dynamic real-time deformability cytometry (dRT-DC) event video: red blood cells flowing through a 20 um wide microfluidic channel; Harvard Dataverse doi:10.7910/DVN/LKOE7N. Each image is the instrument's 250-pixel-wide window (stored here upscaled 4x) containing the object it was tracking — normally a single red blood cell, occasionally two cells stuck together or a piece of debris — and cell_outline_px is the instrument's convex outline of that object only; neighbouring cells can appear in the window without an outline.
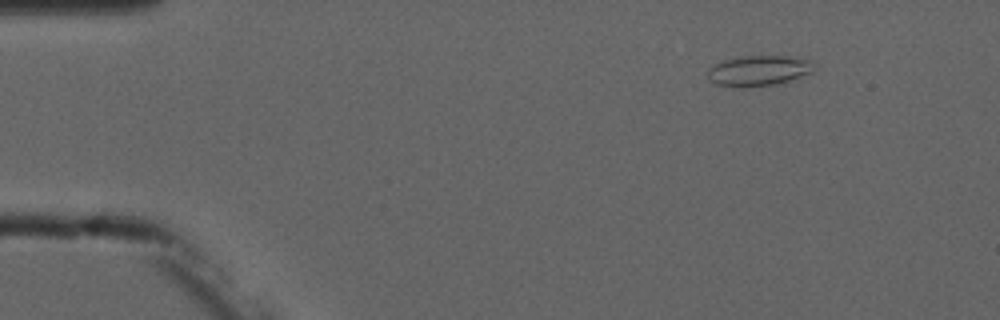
{"species": "common noctule bat (a hibernating species)", "species_latin": "Nyctalus noctula", "temperature_condition": "cold", "stored_images_in_passage": 4, "camera_frame_rate_fps": 3000, "um_per_image_px": 0.085, "animal": {"sex": "male", "forearm_length_mm": 52.5}, "frame": {"image": 1, "passage_image": 2, "time_ms": 1.0, "image_size_px": [1000, 320], "cell_outline_px": [[816, 68], [812, 72], [776, 84], [748, 88], [744, 88], [716, 84], [708, 76], [708, 68], [724, 60], [740, 56], [792, 56], [812, 60], [816, 64]], "centroid_in_image_um": [64.53, 6.0], "position_along_channel_um": 20.5, "area_um2": 18.96}}